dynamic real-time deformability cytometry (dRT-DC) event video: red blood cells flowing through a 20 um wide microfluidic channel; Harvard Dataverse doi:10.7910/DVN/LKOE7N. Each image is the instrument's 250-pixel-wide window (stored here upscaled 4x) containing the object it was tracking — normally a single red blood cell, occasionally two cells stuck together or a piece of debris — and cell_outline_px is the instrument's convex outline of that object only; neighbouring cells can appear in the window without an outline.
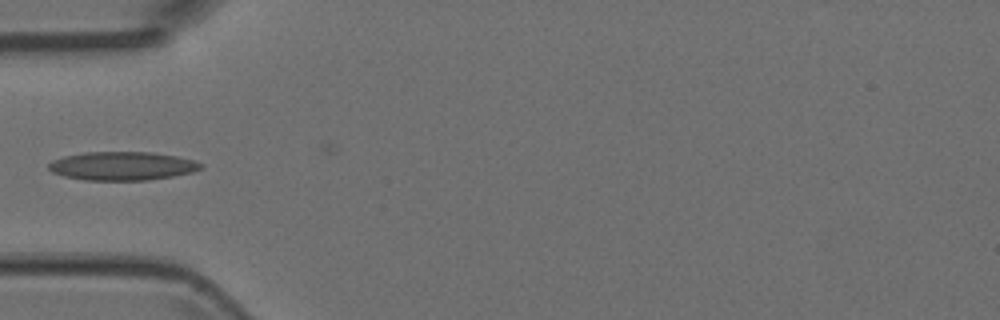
{"species": "Egyptian fruit bat (a non-hibernating species)", "species_latin": "Rousettus aegyptiacus", "temperature_condition": "room temperature", "stored_images_in_passage": 9, "camera_frame_rate_fps": 3000, "um_per_image_px": 0.085, "animal": {"sex": "female"}, "frame": {"image": 1, "passage_image": 7, "time_ms": 2.0, "image_size_px": [1000, 320], "cell_outline_px": [[204, 168], [192, 172], [172, 176], [148, 180], [84, 180], [64, 176], [52, 172], [48, 168], [48, 164], [52, 160], [64, 156], [84, 152], [152, 152], [176, 156], [192, 160], [204, 164]], "centroid_in_image_um": [10.39, 14.1], "position_along_channel_um": 74.6, "area_um2": 25.37}}
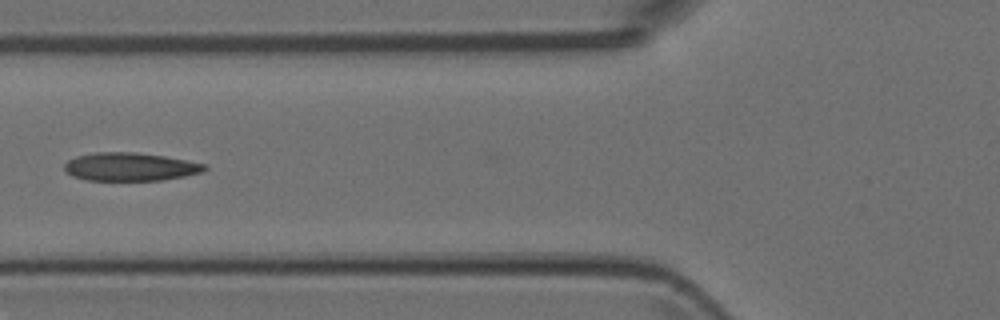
{"frame": {"image": 2, "passage_image": 8, "time_ms": 2.333, "image_size_px": [1000, 320], "cell_outline_px": [[208, 168], [200, 172], [184, 176], [160, 180], [88, 180], [72, 176], [64, 172], [64, 164], [68, 160], [76, 156], [96, 152], [132, 152], [164, 156], [208, 164]], "centroid_in_image_um": [11.04, 14.17], "position_along_channel_um": 114.8, "area_um2": 23.0}}
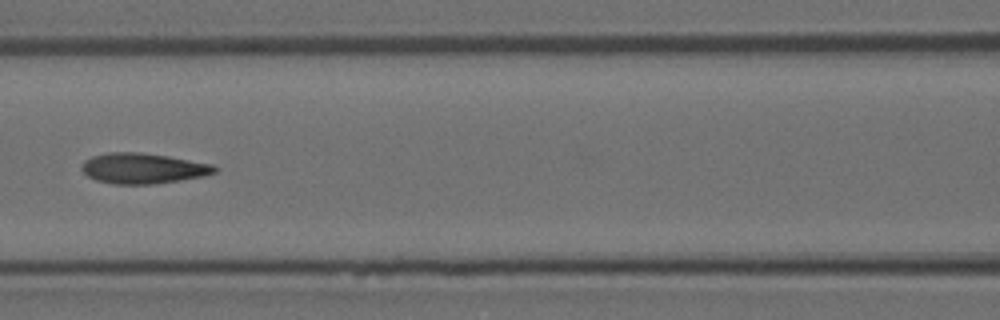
{"frame": {"image": 3, "passage_image": 9, "time_ms": 2.667, "image_size_px": [1000, 320], "cell_outline_px": [[216, 172], [204, 176], [180, 180], [152, 184], [112, 184], [96, 180], [88, 176], [80, 168], [80, 164], [84, 160], [92, 156], [108, 152], [140, 152], [168, 156], [212, 164], [216, 168]], "centroid_in_image_um": [12.11, 14.3], "position_along_channel_um": 154.5, "area_um2": 23.64}}